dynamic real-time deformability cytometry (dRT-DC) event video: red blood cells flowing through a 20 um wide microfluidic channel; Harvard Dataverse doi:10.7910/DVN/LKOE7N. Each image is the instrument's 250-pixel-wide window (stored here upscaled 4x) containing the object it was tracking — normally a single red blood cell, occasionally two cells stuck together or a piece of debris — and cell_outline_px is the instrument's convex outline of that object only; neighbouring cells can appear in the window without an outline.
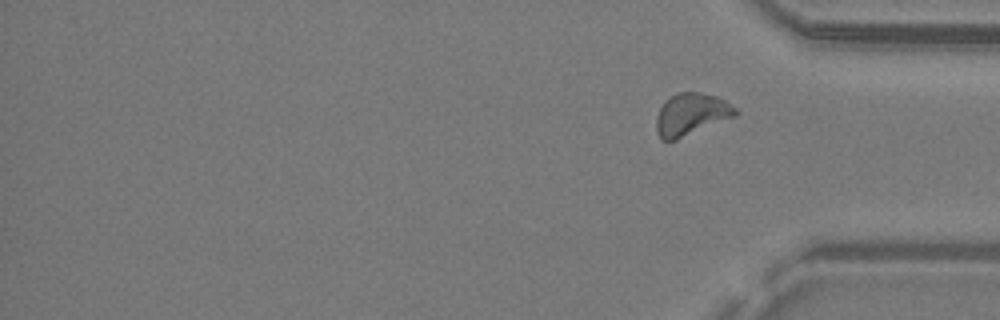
{"species": "common noctule bat (a hibernating species)", "species_latin": "Nyctalus noctula", "temperature_condition": "warm", "stored_images_in_passage": 34, "segment_of_instrument_passage": [2, 2], "camera_frame_rate_fps": 3000, "um_per_image_px": 0.085, "animal": {"sex": "male", "body_mass_g": 19.2, "forearm_length_mm": 51.8}, "frame": {"image": 1, "passage_image": 34, "time_ms": 11.0, "image_size_px": [1000, 320], "cell_outline_px": [[740, 112], [736, 116], [676, 140], [660, 140], [656, 132], [656, 116], [660, 108], [676, 92], [700, 92], [716, 96], [724, 100], [736, 108]], "centroid_in_image_um": [58.76, 9.73], "position_along_channel_um": 376.4, "area_um2": 19.42}}